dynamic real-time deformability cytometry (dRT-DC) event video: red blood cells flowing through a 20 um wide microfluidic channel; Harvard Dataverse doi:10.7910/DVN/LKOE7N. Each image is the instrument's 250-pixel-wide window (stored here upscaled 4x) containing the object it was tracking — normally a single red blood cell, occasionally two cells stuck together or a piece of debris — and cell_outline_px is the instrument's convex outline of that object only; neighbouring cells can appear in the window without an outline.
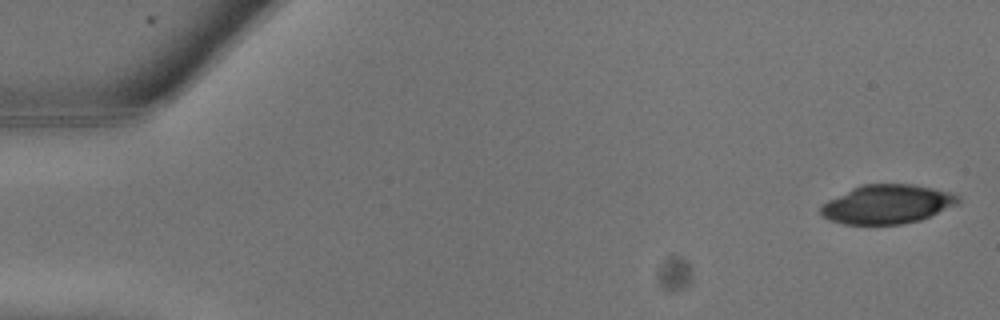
{"species": "common noctule bat (a hibernating species)", "species_latin": "Nyctalus noctula", "temperature_condition": "warm", "stored_images_in_passage": 25, "camera_frame_rate_fps": 3000, "um_per_image_px": 0.085, "animal": {"sex": "male", "body_mass_g": 13.3}, "frame": {"image": 1, "passage_image": 1, "time_ms": 0.0, "image_size_px": [1000, 320], "cell_outline_px": [[960, 200], [956, 204], [920, 220], [900, 224], [844, 224], [832, 220], [824, 216], [820, 212], [820, 208], [828, 200], [852, 188], [864, 184], [912, 184], [932, 188], [948, 192], [956, 196]], "centroid_in_image_um": [75.38, 17.35], "position_along_channel_um": 9.6, "area_um2": 30.58}}
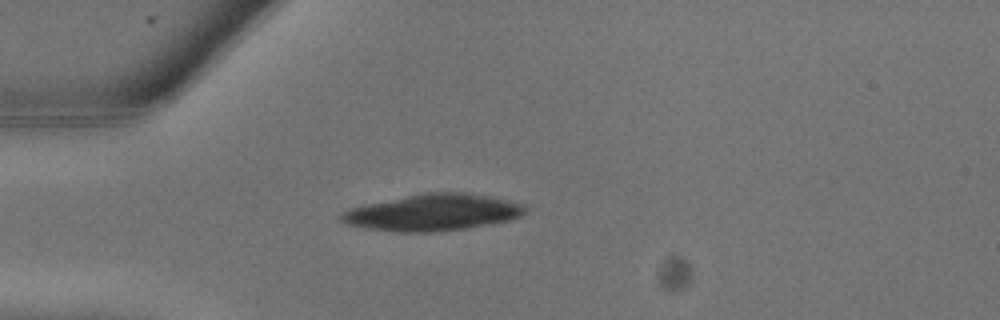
{"frame": {"image": 2, "passage_image": 7, "time_ms": 2.0, "image_size_px": [1000, 320], "cell_outline_px": [[528, 212], [520, 216], [508, 220], [468, 228], [432, 232], [396, 232], [364, 228], [344, 224], [336, 216], [340, 212], [348, 208], [364, 204], [428, 192], [468, 192], [508, 200], [524, 204], [528, 208]], "centroid_in_image_um": [36.74, 18.06], "position_along_channel_um": 48.3, "area_um2": 39.59}}
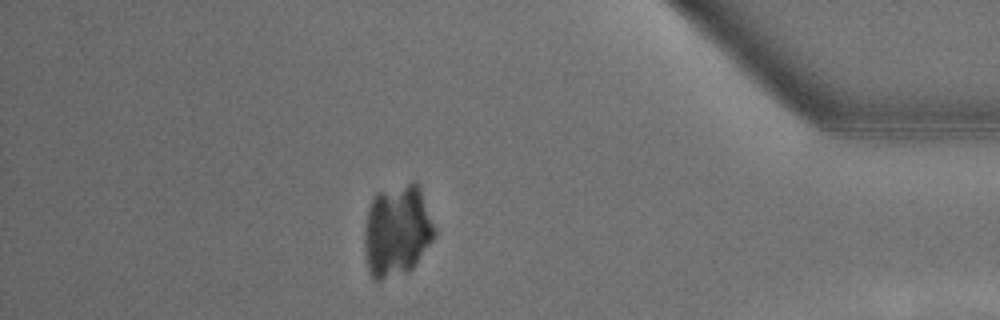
{"frame": {"image": 3, "passage_image": 22, "time_ms": 7.0, "image_size_px": [1000, 320], "cell_outline_px": [[436, 236], [412, 268], [408, 272], [380, 280], [376, 280], [368, 272], [364, 252], [364, 228], [368, 208], [376, 192], [408, 184], [416, 184], [420, 188], [436, 228]], "centroid_in_image_um": [33.73, 19.64], "position_along_channel_um": 401.5, "area_um2": 37.57}}